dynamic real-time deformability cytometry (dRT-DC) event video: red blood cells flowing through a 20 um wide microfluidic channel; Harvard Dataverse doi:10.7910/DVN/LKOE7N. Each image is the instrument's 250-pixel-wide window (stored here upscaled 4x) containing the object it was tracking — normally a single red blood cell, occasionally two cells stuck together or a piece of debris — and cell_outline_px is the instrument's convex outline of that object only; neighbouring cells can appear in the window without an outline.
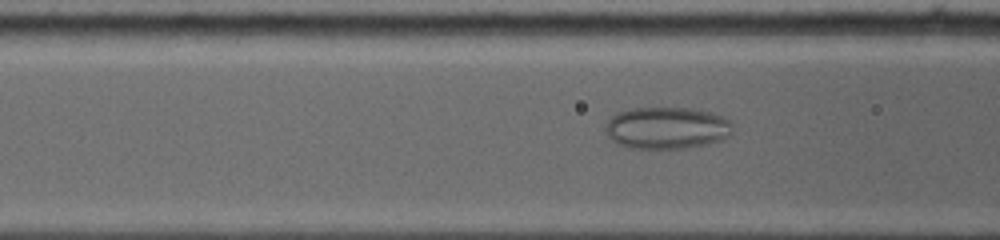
{"species": "common noctule bat (a hibernating species)", "species_latin": "Nyctalus noctula", "temperature_condition": "warm", "stored_images_in_passage": 16, "camera_frame_rate_fps": 5000, "um_per_image_px": 0.085, "animal": {"sex": "female", "body_mass_g": 19.0, "forearm_length_mm": 53.3}, "frame": {"image": 1, "passage_image": 12, "time_ms": 2.6, "image_size_px": [1000, 240], "cell_outline_px": [[732, 132], [728, 136], [720, 140], [704, 144], [684, 148], [632, 148], [616, 144], [608, 136], [604, 128], [608, 120], [616, 112], [632, 108], [692, 108], [712, 112], [728, 120], [732, 124]], "centroid_in_image_um": [56.64, 10.86], "position_along_channel_um": 110.0, "area_um2": 31.1}}